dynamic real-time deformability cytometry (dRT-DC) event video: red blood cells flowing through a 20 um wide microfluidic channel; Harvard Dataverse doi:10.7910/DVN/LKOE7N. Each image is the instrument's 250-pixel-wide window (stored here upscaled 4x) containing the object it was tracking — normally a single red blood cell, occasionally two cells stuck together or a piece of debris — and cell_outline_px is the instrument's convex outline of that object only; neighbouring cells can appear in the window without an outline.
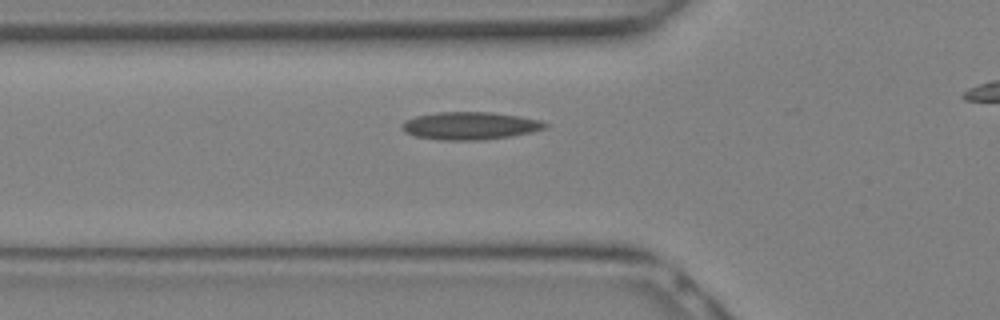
{"species": "Egyptian fruit bat (a non-hibernating species)", "species_latin": "Rousettus aegyptiacus", "temperature_condition": "warm", "stored_images_in_passage": 16, "segment_of_instrument_passage": [1, 2], "camera_frame_rate_fps": 3000, "um_per_image_px": 0.085, "animal": {"sex": "female"}, "frame": {"image": 1, "passage_image": 6, "time_ms": 1.667, "image_size_px": [1000, 320], "cell_outline_px": [[548, 128], [532, 132], [512, 136], [484, 140], [436, 140], [416, 136], [404, 132], [400, 128], [400, 124], [404, 120], [416, 116], [436, 112], [492, 112], [520, 116], [540, 120], [548, 124]], "centroid_in_image_um": [39.94, 10.69], "position_along_channel_um": 85.9, "area_um2": 23.47}}
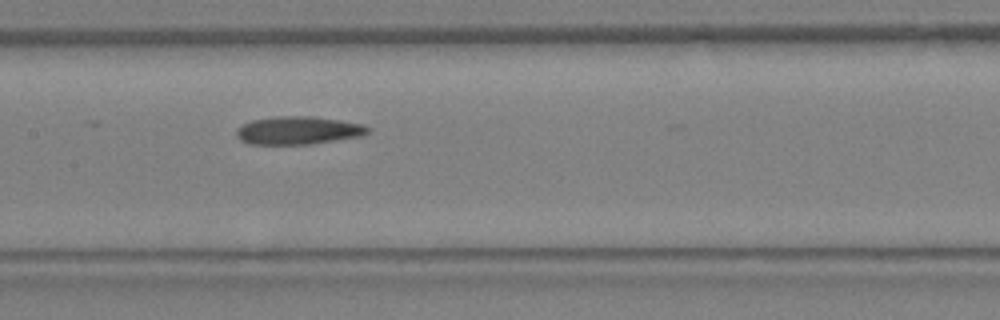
{"frame": {"image": 2, "passage_image": 10, "time_ms": 3.0, "image_size_px": [1000, 320], "cell_outline_px": [[372, 128], [364, 136], [312, 144], [248, 144], [240, 140], [236, 136], [236, 128], [252, 120], [276, 116], [312, 116], [340, 120], [364, 124]], "centroid_in_image_um": [25.38, 11.09], "position_along_channel_um": 182.0, "area_um2": 21.73}}
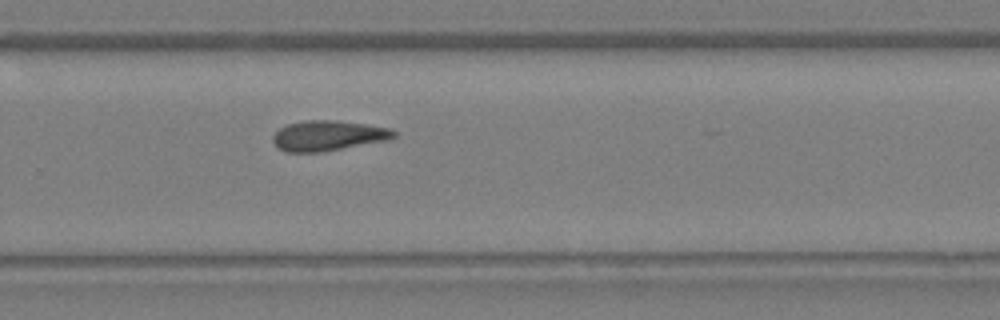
{"frame": {"image": 3, "passage_image": 15, "time_ms": 4.667, "image_size_px": [1000, 320], "cell_outline_px": [[396, 136], [388, 140], [320, 152], [284, 152], [272, 140], [272, 136], [280, 128], [288, 124], [304, 120], [336, 120], [392, 128], [396, 132]], "centroid_in_image_um": [27.9, 11.52], "position_along_channel_um": 301.9, "area_um2": 21.21}}